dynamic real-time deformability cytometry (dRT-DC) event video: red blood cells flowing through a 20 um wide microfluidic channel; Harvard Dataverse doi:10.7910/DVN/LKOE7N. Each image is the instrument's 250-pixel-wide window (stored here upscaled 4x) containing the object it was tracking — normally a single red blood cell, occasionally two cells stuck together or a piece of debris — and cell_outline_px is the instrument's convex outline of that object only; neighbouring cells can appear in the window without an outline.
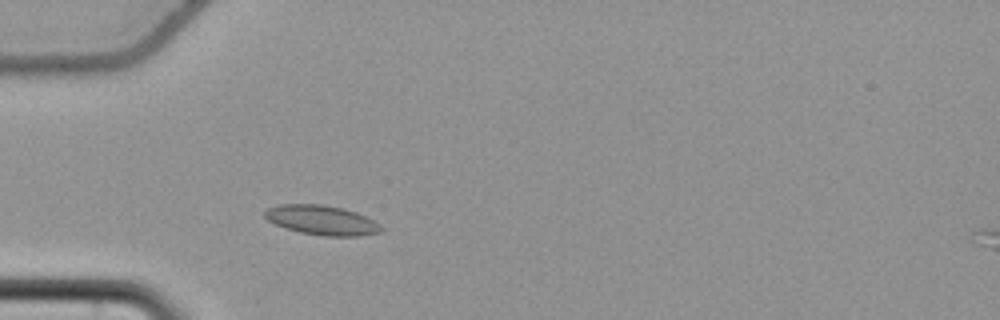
{"species": "common noctule bat (a hibernating species)", "species_latin": "Nyctalus noctula", "temperature_condition": "cold", "stored_images_in_passage": 49, "camera_frame_rate_fps": 3000, "um_per_image_px": 0.085, "animal": {"sex": "female", "body_mass_g": 22.7, "forearm_length_mm": 54.2}, "frame": {"image": 1, "passage_image": 10, "time_ms": 3.0, "image_size_px": [1000, 320], "cell_outline_px": [[384, 232], [360, 236], [324, 236], [300, 232], [276, 224], [268, 220], [264, 216], [264, 212], [268, 208], [276, 204], [324, 204], [344, 208], [356, 212], [380, 224], [384, 228]], "centroid_in_image_um": [27.39, 18.71], "position_along_channel_um": 57.6, "area_um2": 20.17}}
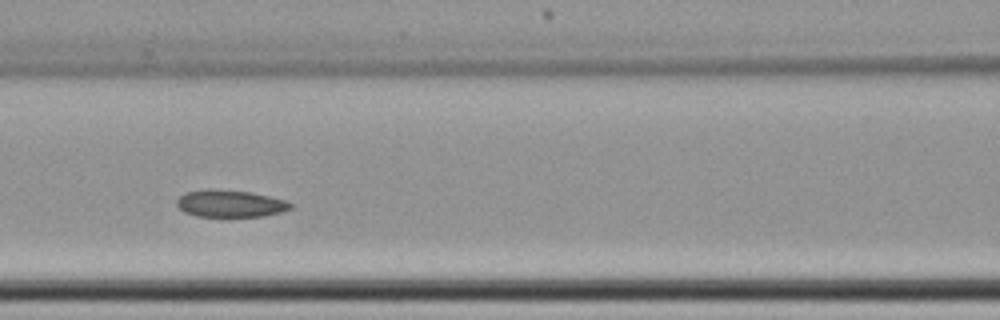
{"frame": {"image": 2, "passage_image": 18, "time_ms": 5.667, "image_size_px": [1000, 320], "cell_outline_px": [[292, 208], [280, 212], [264, 216], [196, 216], [184, 212], [176, 204], [176, 200], [184, 192], [204, 188], [212, 188], [252, 192], [284, 200], [292, 204]], "centroid_in_image_um": [19.51, 17.28], "position_along_channel_um": 147.1, "area_um2": 18.09}}
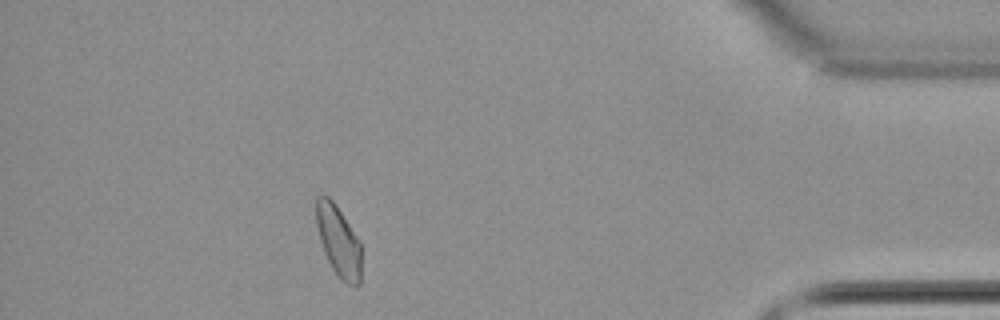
{"frame": {"image": 3, "passage_image": 43, "time_ms": 14.0, "image_size_px": [1000, 320], "cell_outline_px": [[360, 284], [348, 284], [340, 280], [336, 276], [324, 252], [320, 240], [316, 224], [316, 196], [328, 196], [336, 204], [360, 240]], "centroid_in_image_um": [28.76, 20.48], "position_along_channel_um": 406.4, "area_um2": 18.61}}